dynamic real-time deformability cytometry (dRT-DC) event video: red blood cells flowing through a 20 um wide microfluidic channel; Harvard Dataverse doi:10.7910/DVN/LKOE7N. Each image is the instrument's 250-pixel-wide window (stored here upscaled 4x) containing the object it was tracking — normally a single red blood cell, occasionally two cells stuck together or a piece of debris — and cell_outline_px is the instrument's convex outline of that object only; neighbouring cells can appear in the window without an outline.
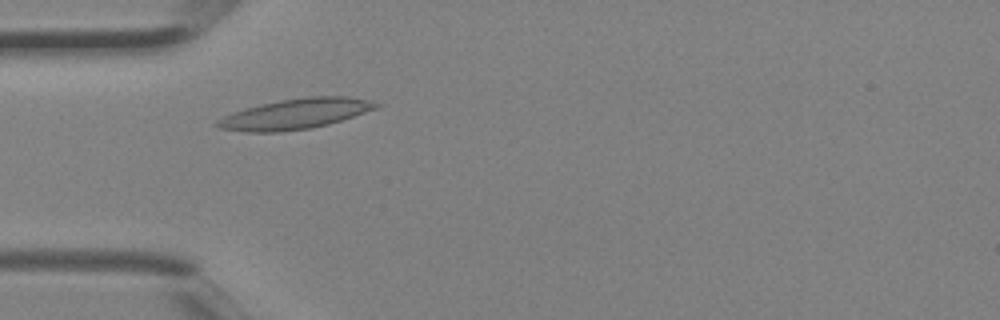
{"species": "Egyptian fruit bat (a non-hibernating species)", "species_latin": "Rousettus aegyptiacus", "temperature_condition": "room temperature", "stored_images_in_passage": 2, "camera_frame_rate_fps": 3000, "um_per_image_px": 0.085, "animal": {"sex": "female"}, "frame": {"image": 1, "passage_image": 2, "time_ms": 0.333, "image_size_px": [1000, 320], "cell_outline_px": [[384, 104], [376, 108], [328, 124], [312, 128], [280, 132], [244, 132], [220, 128], [212, 124], [216, 120], [224, 116], [248, 108], [280, 100], [308, 96], [348, 96], [368, 100]], "centroid_in_image_um": [25.1, 9.69], "position_along_channel_um": 59.9, "area_um2": 27.8}}